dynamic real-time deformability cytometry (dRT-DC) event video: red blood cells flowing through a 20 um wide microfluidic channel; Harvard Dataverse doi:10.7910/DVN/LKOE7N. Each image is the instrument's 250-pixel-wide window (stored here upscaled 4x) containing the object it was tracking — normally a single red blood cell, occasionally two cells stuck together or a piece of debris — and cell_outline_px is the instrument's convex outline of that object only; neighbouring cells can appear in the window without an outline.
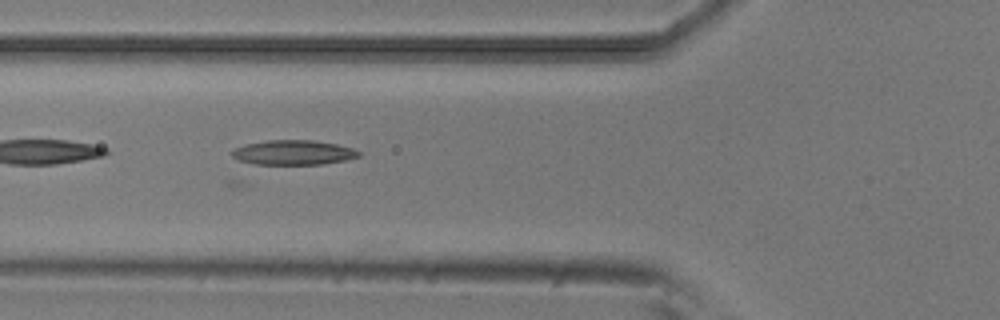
{"species": "common noctule bat (a hibernating species)", "species_latin": "Nyctalus noctula", "temperature_condition": "room temperature", "stored_images_in_passage": 21, "camera_frame_rate_fps": 3000, "um_per_image_px": 0.085, "animal": {"sex": "male", "body_mass_g": 20.5, "forearm_length_mm": 52.5}, "frame": {"image": 1, "passage_image": 6, "time_ms": 1.667, "image_size_px": [1000, 320], "cell_outline_px": [[360, 156], [344, 160], [320, 164], [256, 164], [240, 160], [232, 156], [232, 152], [236, 148], [244, 144], [268, 140], [312, 140], [336, 144], [352, 148], [360, 152]], "centroid_in_image_um": [24.93, 12.95], "position_along_channel_um": 100.9, "area_um2": 17.98}}
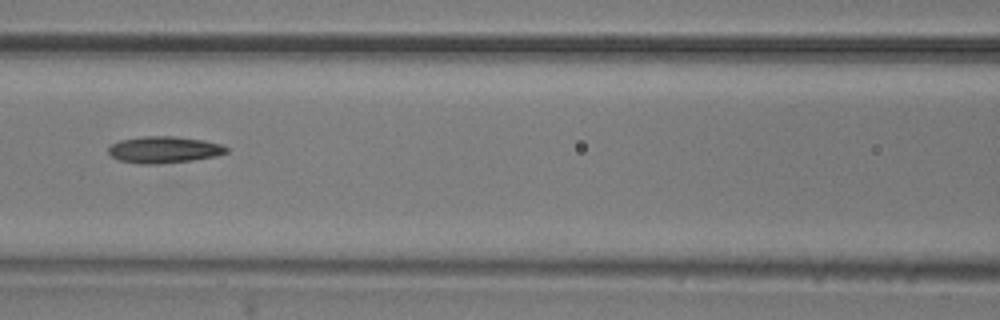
{"frame": {"image": 2, "passage_image": 10, "time_ms": 3.0, "image_size_px": [1000, 320], "cell_outline_px": [[228, 152], [216, 156], [192, 160], [156, 164], [140, 164], [120, 160], [112, 156], [108, 152], [108, 148], [112, 144], [120, 140], [144, 136], [172, 136], [204, 140], [220, 144], [228, 148]], "centroid_in_image_um": [13.94, 12.72], "position_along_channel_um": 152.7, "area_um2": 18.21}}
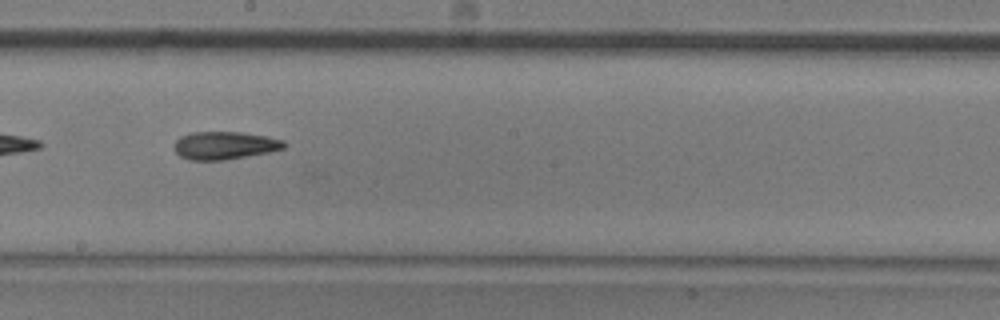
{"frame": {"image": 3, "passage_image": 16, "time_ms": 5.0, "image_size_px": [1000, 320], "cell_outline_px": [[288, 144], [284, 148], [268, 152], [224, 160], [188, 160], [180, 156], [176, 152], [176, 140], [180, 136], [192, 132], [240, 132], [268, 136], [284, 140]], "centroid_in_image_um": [19.12, 12.35], "position_along_channel_um": 229.1, "area_um2": 17.8}}